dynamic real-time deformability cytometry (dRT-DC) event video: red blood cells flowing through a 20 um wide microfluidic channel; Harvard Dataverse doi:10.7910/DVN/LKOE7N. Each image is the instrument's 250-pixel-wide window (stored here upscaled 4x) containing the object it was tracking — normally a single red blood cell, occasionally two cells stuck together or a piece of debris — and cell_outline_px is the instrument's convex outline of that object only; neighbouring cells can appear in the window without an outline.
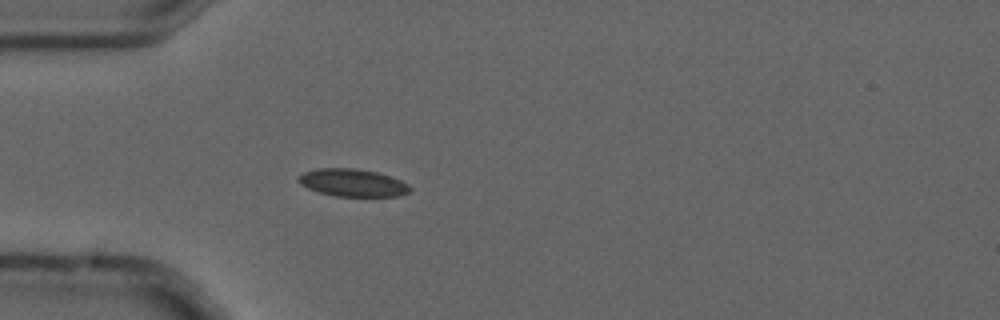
{"species": "common noctule bat (a hibernating species)", "species_latin": "Nyctalus noctula", "temperature_condition": "cold", "stored_images_in_passage": 5, "camera_frame_rate_fps": 3000, "um_per_image_px": 0.085, "animal": {"sex": "male", "forearm_length_mm": 52.5}, "frame": {"image": 1, "passage_image": 5, "time_ms": 1.333, "image_size_px": [1000, 320], "cell_outline_px": [[412, 192], [400, 196], [336, 196], [320, 192], [308, 188], [300, 184], [296, 180], [296, 176], [304, 172], [316, 168], [356, 168], [376, 172], [400, 180], [408, 184], [412, 188]], "centroid_in_image_um": [29.96, 15.53], "position_along_channel_um": 55.0, "area_um2": 18.03}}